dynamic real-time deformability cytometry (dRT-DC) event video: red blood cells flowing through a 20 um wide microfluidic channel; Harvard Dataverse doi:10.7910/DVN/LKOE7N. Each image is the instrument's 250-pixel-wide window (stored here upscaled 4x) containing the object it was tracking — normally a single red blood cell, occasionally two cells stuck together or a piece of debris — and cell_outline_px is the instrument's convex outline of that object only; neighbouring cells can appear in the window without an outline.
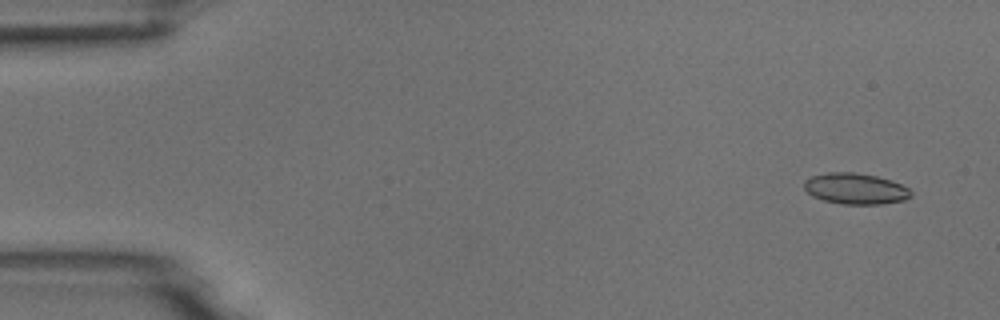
{"species": "common noctule bat (a hibernating species)", "species_latin": "Nyctalus noctula", "temperature_condition": "room temperature", "stored_images_in_passage": 6, "camera_frame_rate_fps": 3000, "um_per_image_px": 0.085, "animal": {"sex": "male", "body_mass_g": 18.8}, "frame": {"image": 1, "passage_image": 1, "time_ms": 0.0, "image_size_px": [1000, 320], "cell_outline_px": [[912, 196], [904, 200], [884, 204], [840, 204], [824, 200], [812, 196], [804, 188], [804, 180], [812, 176], [828, 172], [856, 172], [876, 176], [892, 180], [908, 188], [912, 192]], "centroid_in_image_um": [72.72, 16.04], "position_along_channel_um": 12.3, "area_um2": 19.42}}
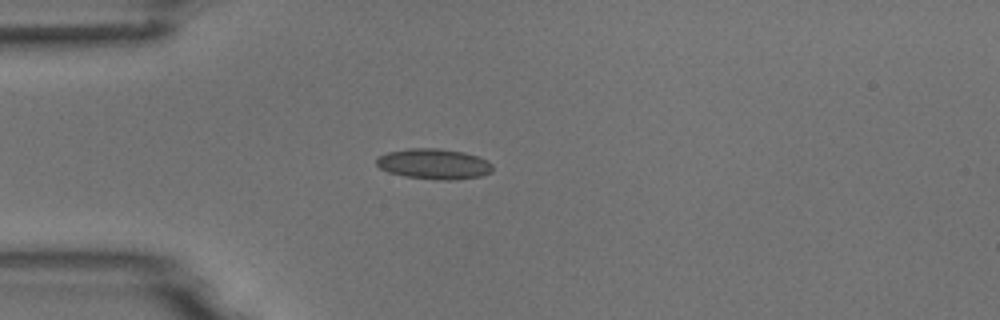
{"frame": {"image": 2, "passage_image": 4, "time_ms": 3.667, "image_size_px": [1000, 320], "cell_outline_px": [[492, 172], [480, 176], [456, 180], [436, 180], [404, 176], [388, 172], [380, 168], [376, 164], [376, 160], [380, 156], [388, 152], [408, 148], [436, 148], [464, 152], [488, 160], [492, 164]], "centroid_in_image_um": [36.89, 13.94], "position_along_channel_um": 48.1, "area_um2": 20.69}}